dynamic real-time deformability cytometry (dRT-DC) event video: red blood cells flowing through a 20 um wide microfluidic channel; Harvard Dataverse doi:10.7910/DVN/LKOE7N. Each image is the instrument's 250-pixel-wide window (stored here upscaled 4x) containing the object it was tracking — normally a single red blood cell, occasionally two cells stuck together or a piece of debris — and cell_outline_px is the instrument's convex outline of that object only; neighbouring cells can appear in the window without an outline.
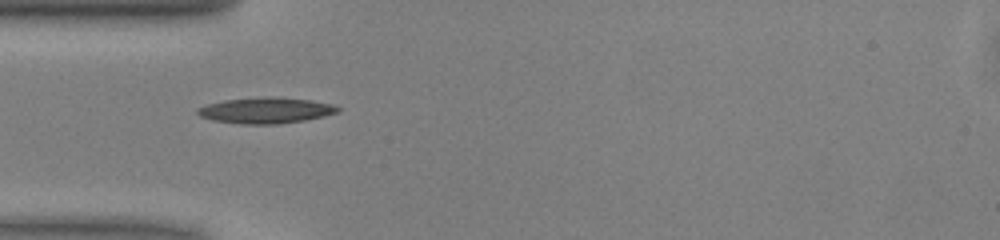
{"species": "common noctule bat (a hibernating species)", "species_latin": "Nyctalus noctula", "temperature_condition": "warm", "stored_images_in_passage": 35, "camera_frame_rate_fps": 3000, "um_per_image_px": 0.085, "animal": {"sex": "male", "body_mass_g": 13.0, "forearm_length_mm": 53.1}, "frame": {"image": 1, "passage_image": 1, "time_ms": 0.0, "image_size_px": [1000, 240], "cell_outline_px": [[340, 112], [324, 116], [304, 120], [276, 124], [240, 124], [212, 120], [200, 116], [196, 112], [196, 108], [208, 104], [224, 100], [272, 96], [276, 96], [312, 100], [332, 104], [340, 108]], "centroid_in_image_um": [22.6, 9.38], "position_along_channel_um": 62.4, "area_um2": 21.27}}
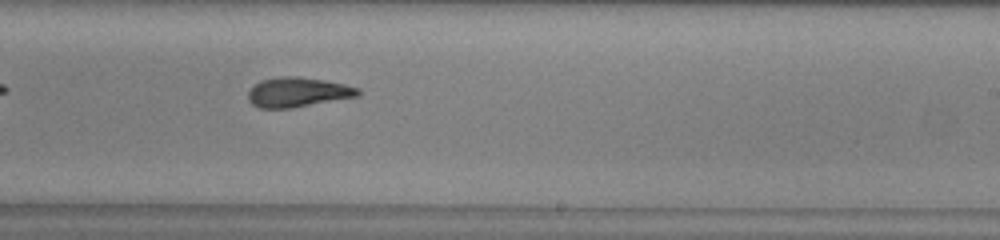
{"frame": {"image": 2, "passage_image": 16, "time_ms": 5.0, "image_size_px": [1000, 240], "cell_outline_px": [[360, 96], [292, 108], [260, 108], [252, 104], [248, 100], [248, 92], [260, 80], [280, 76], [296, 76], [324, 80], [344, 84], [360, 88]], "centroid_in_image_um": [25.33, 7.84], "position_along_channel_um": 263.7, "area_um2": 19.07}}
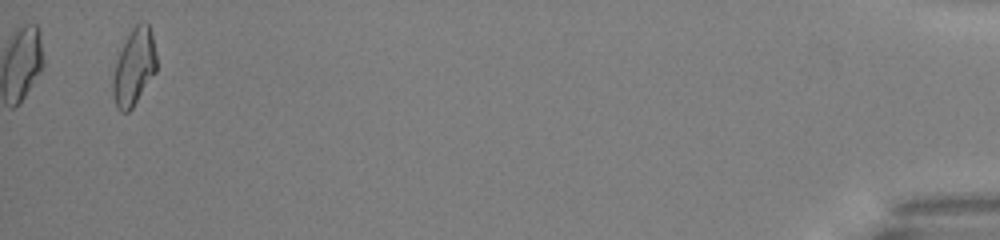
{"frame": {"image": 3, "passage_image": 35, "time_ms": 11.333, "image_size_px": [1000, 240], "cell_outline_px": [[156, 72], [132, 108], [128, 112], [120, 112], [116, 108], [112, 92], [112, 80], [116, 60], [132, 28], [136, 24], [144, 20], [148, 24], [152, 36], [156, 52]], "centroid_in_image_um": [11.39, 5.73], "position_along_channel_um": 423.8, "area_um2": 19.42}, "authors_computed_cell_mechanics": {"area_um2": 19.074, "velocity_mm_per_s": 4.0357, "shape_relaxation_time_tau1_ms": 5.8291, "shape_relaxation_time_tau2_ms": 4.2461, "deformation_change_tau1": 0.1993, "deformation_change_tau2": 0.0952}}